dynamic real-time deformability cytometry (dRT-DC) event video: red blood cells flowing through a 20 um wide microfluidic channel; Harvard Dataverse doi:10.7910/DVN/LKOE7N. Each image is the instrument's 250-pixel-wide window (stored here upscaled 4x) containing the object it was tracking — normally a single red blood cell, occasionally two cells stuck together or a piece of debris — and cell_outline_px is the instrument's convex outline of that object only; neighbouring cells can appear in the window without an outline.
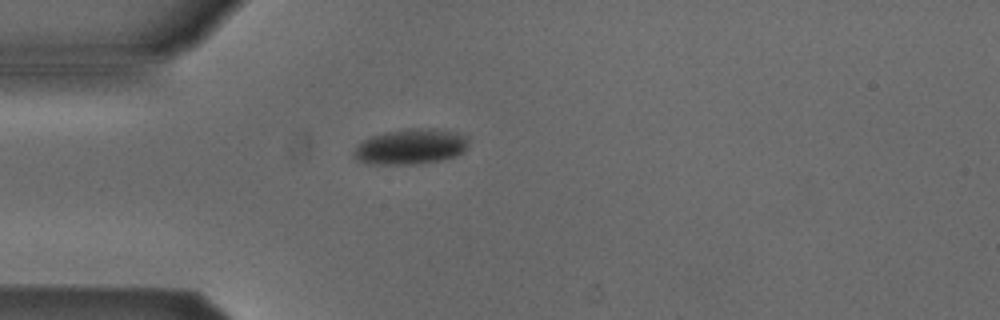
{"species": "Egyptian fruit bat (a non-hibernating species)", "species_latin": "Rousettus aegyptiacus", "temperature_condition": "cold", "stored_images_in_passage": 1, "camera_frame_rate_fps": 3000, "um_per_image_px": 0.085, "animal": {"sex": "male"}, "frame": {"image": 1, "passage_image": 1, "time_ms": 0.0, "image_size_px": [1000, 320], "cell_outline_px": [[468, 144], [464, 152], [456, 156], [416, 164], [368, 164], [360, 160], [352, 152], [364, 140], [372, 136], [384, 132], [408, 128], [436, 128], [456, 132], [464, 136], [468, 140]], "centroid_in_image_um": [34.93, 12.45], "position_along_channel_um": 50.1, "area_um2": 23.47}}